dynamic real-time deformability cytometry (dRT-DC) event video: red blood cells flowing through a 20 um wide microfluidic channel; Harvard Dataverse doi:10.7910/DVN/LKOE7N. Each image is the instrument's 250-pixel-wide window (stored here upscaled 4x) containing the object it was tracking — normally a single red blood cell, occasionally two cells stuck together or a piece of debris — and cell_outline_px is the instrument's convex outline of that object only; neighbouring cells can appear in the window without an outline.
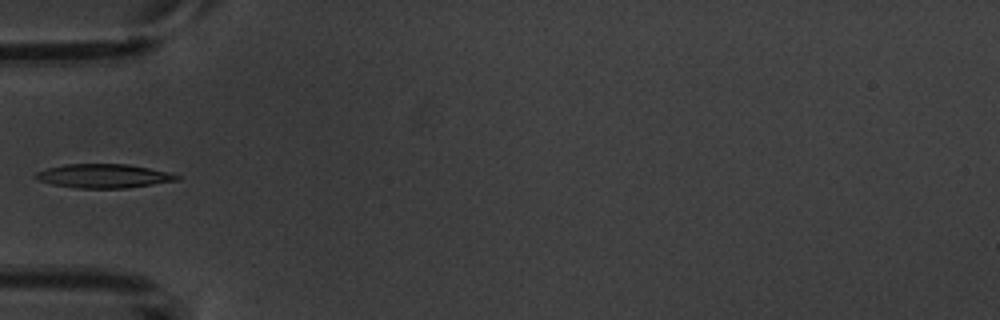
{"species": "common noctule bat (a hibernating species)", "species_latin": "Nyctalus noctula", "temperature_condition": "warm", "stored_images_in_passage": 4, "camera_frame_rate_fps": 3000, "um_per_image_px": 0.085, "animal": {"sex": "male", "body_mass_g": 20.1, "forearm_length_mm": 53.5}, "frame": {"image": 1, "passage_image": 4, "time_ms": 3.333, "image_size_px": [1000, 320], "cell_outline_px": [[180, 180], [124, 188], [76, 188], [52, 184], [40, 180], [32, 176], [36, 172], [48, 168], [64, 164], [128, 164], [168, 172], [180, 176]], "centroid_in_image_um": [8.79, 14.95], "position_along_channel_um": 76.2, "area_um2": 19.54}}